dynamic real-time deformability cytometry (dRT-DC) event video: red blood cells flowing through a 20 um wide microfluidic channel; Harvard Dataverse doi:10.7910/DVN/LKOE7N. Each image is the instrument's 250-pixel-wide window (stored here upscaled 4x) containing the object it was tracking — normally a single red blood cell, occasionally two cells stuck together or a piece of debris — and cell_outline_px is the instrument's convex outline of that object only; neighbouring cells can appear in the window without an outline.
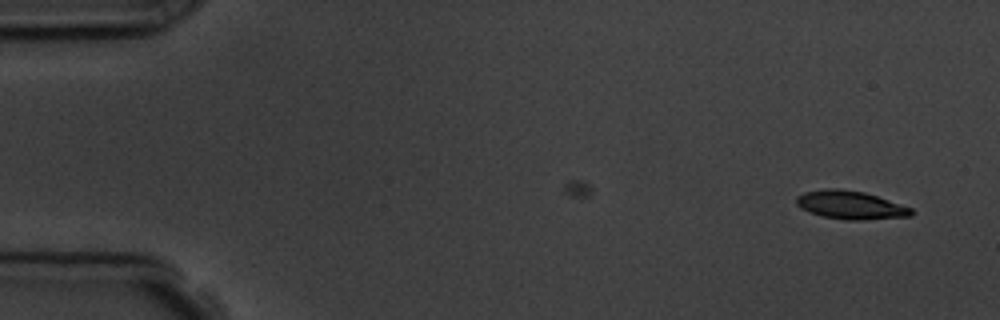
{"species": "common noctule bat (a hibernating species)", "species_latin": "Nyctalus noctula", "temperature_condition": "room temperature", "stored_images_in_passage": 3, "camera_frame_rate_fps": 3000, "um_per_image_px": 0.085, "animal": {"sex": "male", "body_mass_g": 19.5, "forearm_length_mm": 54.6}, "frame": {"image": 1, "passage_image": 3, "time_ms": 2.333, "image_size_px": [1000, 320], "cell_outline_px": [[912, 216], [864, 220], [844, 220], [824, 216], [808, 212], [800, 208], [796, 204], [796, 196], [804, 192], [824, 188], [836, 188], [864, 192], [912, 208]], "centroid_in_image_um": [72.25, 17.43], "position_along_channel_um": 12.8, "area_um2": 18.96}}